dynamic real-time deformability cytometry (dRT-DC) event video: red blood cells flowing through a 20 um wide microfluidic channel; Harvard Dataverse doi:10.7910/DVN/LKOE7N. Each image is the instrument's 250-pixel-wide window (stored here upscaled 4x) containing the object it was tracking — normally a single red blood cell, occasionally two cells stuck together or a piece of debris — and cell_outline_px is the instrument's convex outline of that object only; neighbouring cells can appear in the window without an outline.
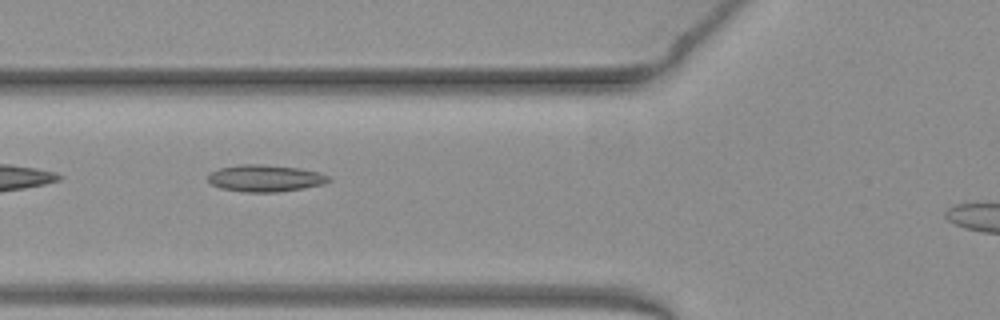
{"species": "common noctule bat (a hibernating species)", "species_latin": "Nyctalus noctula", "temperature_condition": "warm", "stored_images_in_passage": 15, "camera_frame_rate_fps": 3000, "um_per_image_px": 0.085, "animal": {"sex": "female", "body_mass_g": 19.3, "forearm_length_mm": 54.1}, "frame": {"image": 1, "passage_image": 3, "time_ms": 0.667, "image_size_px": [1000, 320], "cell_outline_px": [[332, 180], [324, 184], [304, 188], [276, 192], [244, 192], [220, 188], [212, 184], [208, 180], [208, 176], [212, 172], [220, 168], [240, 164], [260, 164], [300, 168], [320, 172], [328, 176]], "centroid_in_image_um": [22.57, 15.15], "position_along_channel_um": 103.2, "area_um2": 18.9}}
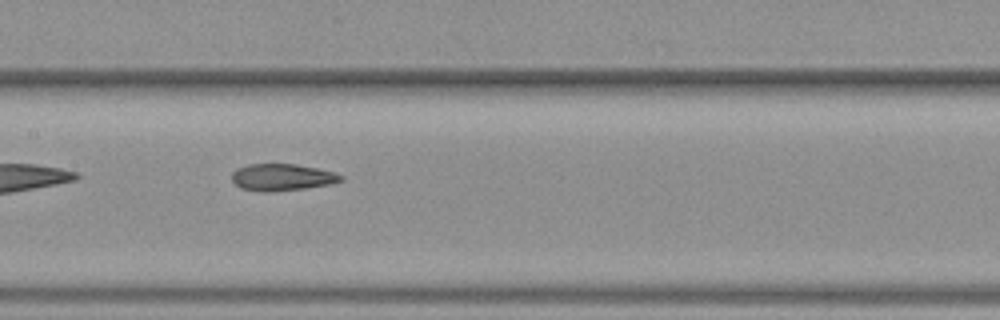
{"frame": {"image": 2, "passage_image": 9, "time_ms": 2.667, "image_size_px": [1000, 320], "cell_outline_px": [[344, 180], [328, 184], [304, 188], [264, 192], [240, 188], [232, 180], [232, 172], [236, 168], [248, 164], [296, 164], [316, 168], [332, 172], [344, 176]], "centroid_in_image_um": [23.94, 15.06], "position_along_channel_um": 183.5, "area_um2": 16.88}}